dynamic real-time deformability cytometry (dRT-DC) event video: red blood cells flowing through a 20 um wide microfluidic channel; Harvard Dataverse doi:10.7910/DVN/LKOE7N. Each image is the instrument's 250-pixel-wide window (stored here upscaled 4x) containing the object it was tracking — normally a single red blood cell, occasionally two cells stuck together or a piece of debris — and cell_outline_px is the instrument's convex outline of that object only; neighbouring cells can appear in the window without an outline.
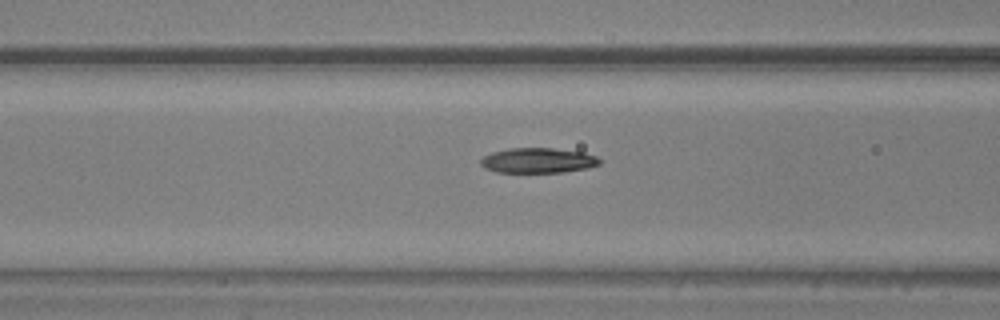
{"species": "common noctule bat (a hibernating species)", "species_latin": "Nyctalus noctula", "temperature_condition": "warm", "stored_images_in_passage": 16, "camera_frame_rate_fps": 3000, "um_per_image_px": 0.085, "animal": {"sex": "male", "body_mass_g": 20.5, "forearm_length_mm": 52.5}, "frame": {"image": 1, "passage_image": 14, "time_ms": 4.333, "image_size_px": [1000, 320], "cell_outline_px": [[600, 164], [588, 168], [564, 172], [496, 172], [484, 168], [480, 164], [480, 160], [484, 156], [492, 152], [508, 148], [552, 148], [584, 152], [596, 156], [600, 160]], "centroid_in_image_um": [45.72, 13.64], "position_along_channel_um": 120.9, "area_um2": 17.46}}